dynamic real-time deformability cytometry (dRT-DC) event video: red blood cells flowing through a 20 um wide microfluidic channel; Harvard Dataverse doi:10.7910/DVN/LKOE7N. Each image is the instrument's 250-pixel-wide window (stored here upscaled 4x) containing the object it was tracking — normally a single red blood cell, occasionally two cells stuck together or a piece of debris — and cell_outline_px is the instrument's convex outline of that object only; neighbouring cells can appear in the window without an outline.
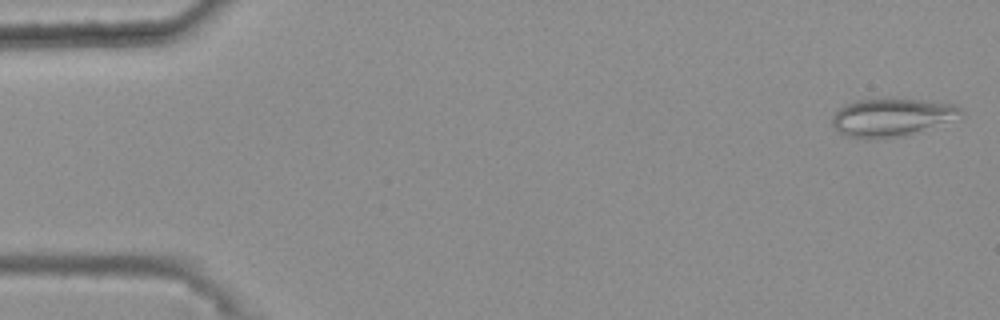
{"species": "common noctule bat (a hibernating species)", "species_latin": "Nyctalus noctula", "temperature_condition": "warm", "stored_images_in_passage": 49, "camera_frame_rate_fps": 3000, "um_per_image_px": 0.085, "animal": {"sex": "female", "body_mass_g": 25.1}, "frame": {"image": 1, "passage_image": 2, "time_ms": 0.333, "image_size_px": [1000, 320], "cell_outline_px": [[960, 112], [908, 136], [880, 140], [868, 140], [848, 136], [836, 132], [832, 124], [832, 116], [844, 104], [856, 100], [880, 96], [892, 96], [956, 104], [960, 108]], "centroid_in_image_um": [75.6, 9.94], "position_along_channel_um": 9.4, "area_um2": 28.9}}
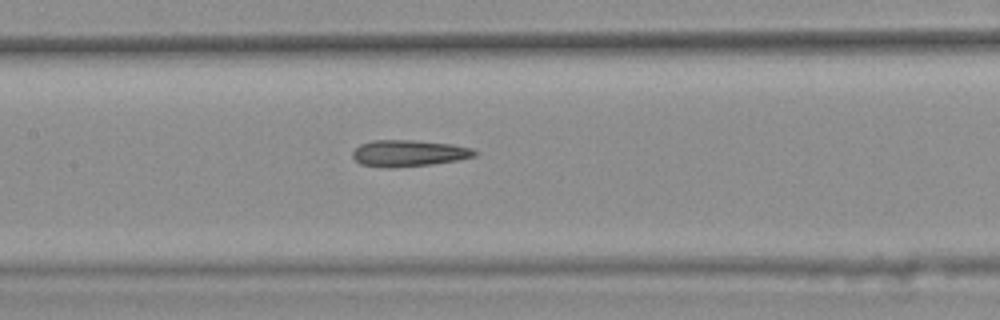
{"frame": {"image": 2, "passage_image": 26, "time_ms": 8.333, "image_size_px": [1000, 320], "cell_outline_px": [[480, 152], [476, 156], [456, 160], [432, 164], [392, 168], [388, 168], [360, 164], [352, 156], [352, 152], [360, 144], [372, 140], [412, 140], [452, 144], [472, 148]], "centroid_in_image_um": [34.75, 13.02], "position_along_channel_um": 172.6, "area_um2": 18.9}}
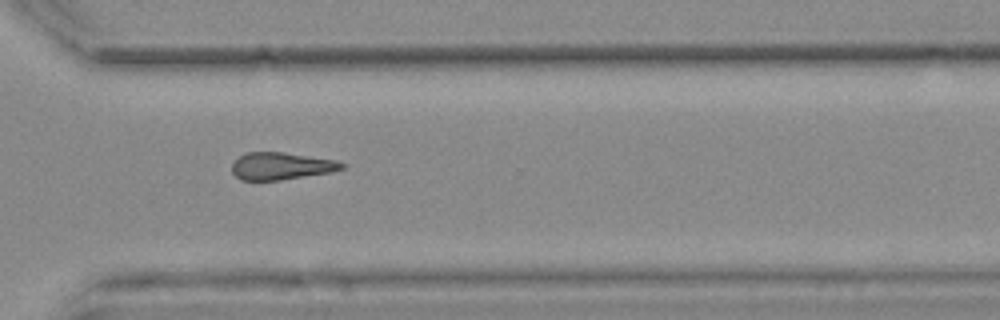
{"frame": {"image": 3, "passage_image": 40, "time_ms": 13.0, "image_size_px": [1000, 320], "cell_outline_px": [[344, 168], [332, 172], [280, 180], [240, 180], [232, 172], [232, 164], [244, 152], [280, 152], [336, 160], [344, 164]], "centroid_in_image_um": [23.88, 14.12], "position_along_channel_um": 346.7, "area_um2": 17.34}, "authors_computed_cell_mechanics": {"area_um2": 18.496, "velocity_mm_per_s": 3.7283, "shape_relaxation_time_tau1_ms": null, "shape_relaxation_time_tau2_ms": 6.8003, "deformation_change_tau1": null, "deformation_change_tau2": 0.186}}